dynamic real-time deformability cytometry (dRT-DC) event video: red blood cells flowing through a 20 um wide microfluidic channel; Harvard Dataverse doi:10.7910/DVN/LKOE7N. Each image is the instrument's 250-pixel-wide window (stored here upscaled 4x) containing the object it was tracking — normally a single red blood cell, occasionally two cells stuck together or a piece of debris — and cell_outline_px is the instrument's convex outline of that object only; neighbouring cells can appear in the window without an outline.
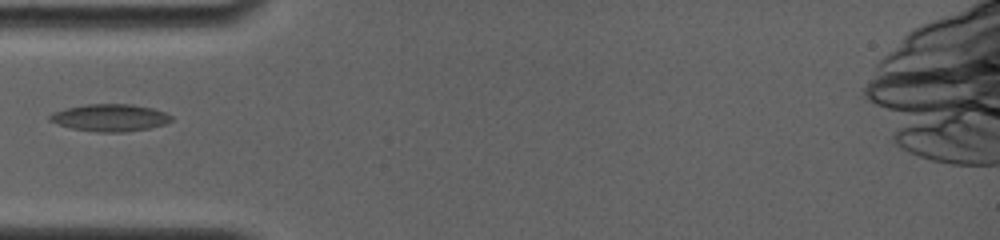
{"species": "common noctule bat (a hibernating species)", "species_latin": "Nyctalus noctula", "temperature_condition": "room temperature", "stored_images_in_passage": 4, "camera_frame_rate_fps": 4000, "um_per_image_px": 0.085, "animal": {"sex": "female", "body_mass_g": 19.0, "forearm_length_mm": 56.7}, "frame": {"image": 1, "passage_image": 1, "time_ms": 0.0, "image_size_px": [1000, 240], "cell_outline_px": [[172, 120], [164, 124], [148, 128], [124, 132], [96, 132], [72, 128], [48, 120], [48, 116], [52, 112], [64, 108], [84, 104], [132, 104], [152, 108], [164, 112], [172, 116]], "centroid_in_image_um": [9.32, 9.99], "position_along_channel_um": 75.7, "area_um2": 19.25}}
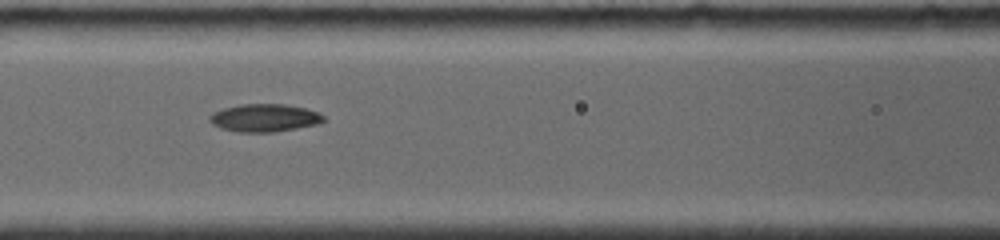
{"frame": {"image": 2, "passage_image": 3, "time_ms": 1.75, "image_size_px": [1000, 240], "cell_outline_px": [[324, 120], [316, 124], [296, 128], [272, 132], [240, 132], [220, 128], [212, 124], [208, 120], [208, 116], [212, 112], [224, 108], [240, 104], [284, 104], [304, 108], [320, 112], [324, 116]], "centroid_in_image_um": [22.44, 10.01], "position_along_channel_um": 144.2, "area_um2": 18.44}}